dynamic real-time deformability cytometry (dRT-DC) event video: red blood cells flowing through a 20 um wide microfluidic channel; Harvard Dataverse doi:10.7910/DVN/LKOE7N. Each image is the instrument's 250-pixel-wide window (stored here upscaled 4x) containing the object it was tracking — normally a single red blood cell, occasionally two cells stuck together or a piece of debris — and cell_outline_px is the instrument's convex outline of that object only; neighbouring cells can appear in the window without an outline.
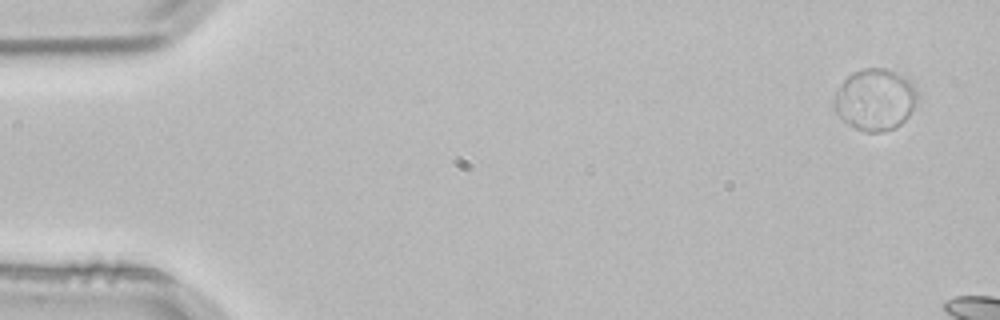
{"species": "common noctule bat (a hibernating species)", "species_latin": "Nyctalus noctula", "temperature_condition": "room temperature", "stored_images_in_passage": 3, "camera_frame_rate_fps": 3000, "um_per_image_px": 0.085, "animal": {"sex": "male", "body_mass_g": 21.5, "forearm_length_mm": 52.0}, "frame": {"image": 1, "passage_image": 1, "time_ms": 0.0, "image_size_px": [1000, 320], "cell_outline_px": [[916, 104], [908, 116], [896, 128], [880, 132], [864, 132], [848, 124], [832, 108], [832, 104], [836, 88], [852, 72], [864, 68], [884, 68], [904, 76], [916, 88]], "centroid_in_image_um": [74.34, 8.47], "position_along_channel_um": 10.7, "area_um2": 30.0}}